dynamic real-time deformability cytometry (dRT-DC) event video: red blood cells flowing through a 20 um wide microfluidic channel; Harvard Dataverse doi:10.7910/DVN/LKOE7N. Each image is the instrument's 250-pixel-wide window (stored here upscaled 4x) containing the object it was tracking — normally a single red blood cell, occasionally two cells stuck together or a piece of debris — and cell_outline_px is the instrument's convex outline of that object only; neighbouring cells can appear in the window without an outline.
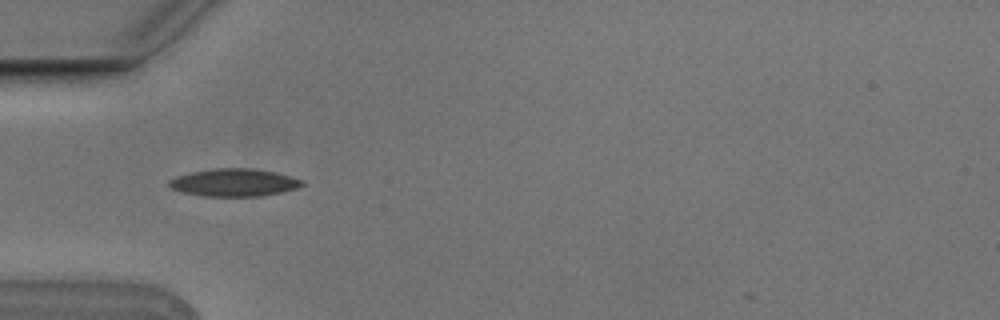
{"species": "Egyptian fruit bat (a non-hibernating species)", "species_latin": "Rousettus aegyptiacus", "temperature_condition": "cold", "stored_images_in_passage": 8, "camera_frame_rate_fps": 3000, "um_per_image_px": 0.085, "animal": {"sex": "male"}, "frame": {"image": 1, "passage_image": 6, "time_ms": 1.667, "image_size_px": [1000, 320], "cell_outline_px": [[304, 184], [296, 188], [280, 192], [260, 196], [204, 196], [184, 192], [172, 188], [168, 184], [168, 180], [176, 176], [192, 172], [216, 168], [252, 168], [272, 172], [304, 180]], "centroid_in_image_um": [19.88, 15.51], "position_along_channel_um": 65.1, "area_um2": 21.1}}
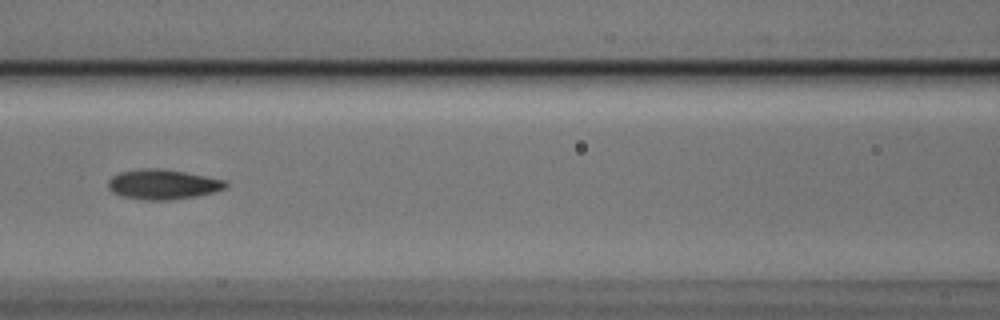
{"frame": {"image": 2, "passage_image": 8, "time_ms": 2.333, "image_size_px": [1000, 320], "cell_outline_px": [[228, 188], [216, 192], [196, 196], [168, 200], [144, 200], [120, 196], [112, 192], [108, 188], [108, 180], [112, 176], [120, 172], [140, 168], [160, 168], [184, 172], [224, 180], [228, 184]], "centroid_in_image_um": [13.83, 15.67], "position_along_channel_um": 152.8, "area_um2": 20.63}}